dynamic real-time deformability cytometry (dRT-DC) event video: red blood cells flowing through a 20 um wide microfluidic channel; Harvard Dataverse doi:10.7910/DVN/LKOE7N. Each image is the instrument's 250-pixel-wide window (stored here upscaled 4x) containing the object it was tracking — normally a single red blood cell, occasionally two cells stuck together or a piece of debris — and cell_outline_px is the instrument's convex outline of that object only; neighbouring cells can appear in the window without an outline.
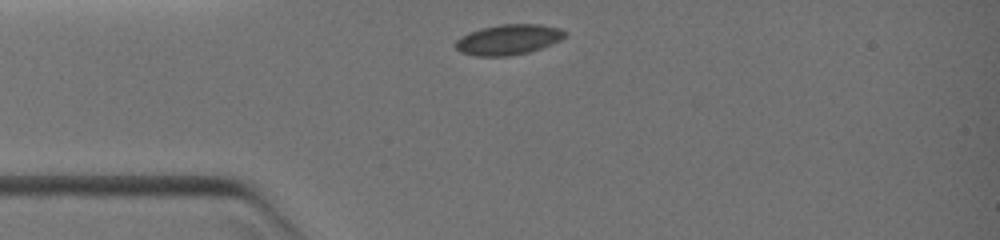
{"species": "common noctule bat (a hibernating species)", "species_latin": "Nyctalus noctula", "temperature_condition": "warm", "stored_images_in_passage": 16, "camera_frame_rate_fps": 3000, "um_per_image_px": 0.085, "animal": {"sex": "female", "body_mass_g": 19.0, "forearm_length_mm": 51.5}, "frame": {"image": 1, "passage_image": 1, "time_ms": 0.0, "image_size_px": [1000, 240], "cell_outline_px": [[568, 32], [560, 40], [540, 48], [528, 52], [508, 56], [476, 56], [460, 52], [456, 48], [456, 40], [460, 36], [480, 28], [500, 24], [540, 24], [560, 28]], "centroid_in_image_um": [43.2, 3.35], "position_along_channel_um": 41.8, "area_um2": 19.31}}
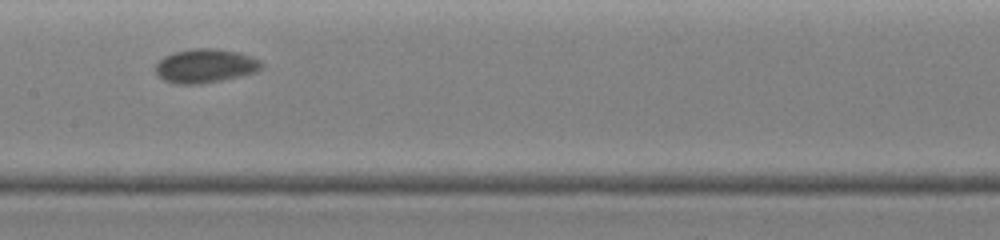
{"frame": {"image": 2, "passage_image": 9, "time_ms": 3.667, "image_size_px": [1000, 240], "cell_outline_px": [[264, 64], [256, 72], [240, 76], [200, 84], [176, 84], [164, 80], [156, 72], [156, 64], [164, 56], [176, 52], [196, 48], [216, 48], [236, 52], [260, 60]], "centroid_in_image_um": [17.45, 5.6], "position_along_channel_um": 190.0, "area_um2": 20.63}}
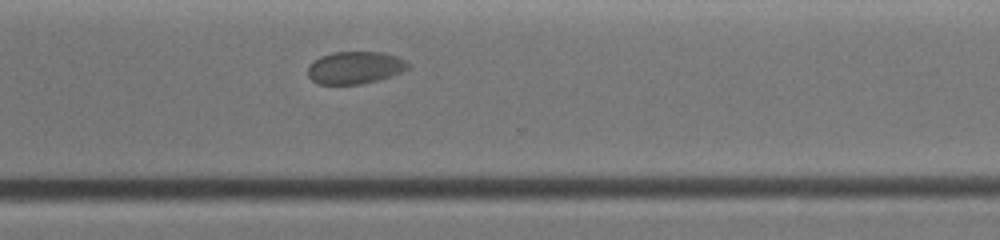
{"frame": {"image": 3, "passage_image": 16, "time_ms": 7.0, "image_size_px": [1000, 240], "cell_outline_px": [[408, 68], [404, 72], [392, 76], [360, 84], [316, 84], [308, 76], [308, 68], [312, 60], [320, 56], [336, 52], [384, 52], [396, 56], [404, 60], [408, 64]], "centroid_in_image_um": [30.16, 5.75], "position_along_channel_um": 340.4, "area_um2": 18.96}}